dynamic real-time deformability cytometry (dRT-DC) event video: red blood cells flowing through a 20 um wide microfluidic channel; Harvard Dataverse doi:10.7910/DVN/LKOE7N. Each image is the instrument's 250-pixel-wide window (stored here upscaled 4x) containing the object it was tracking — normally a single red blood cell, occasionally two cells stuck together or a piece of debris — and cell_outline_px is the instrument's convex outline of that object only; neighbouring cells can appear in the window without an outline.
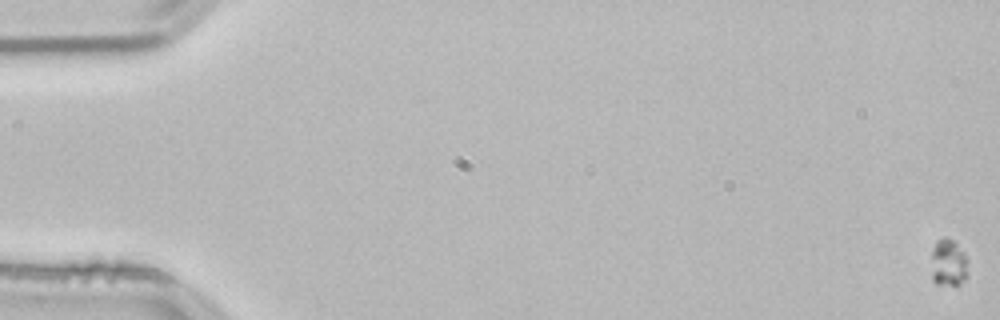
{"species": "common noctule bat (a hibernating species)", "species_latin": "Nyctalus noctula", "temperature_condition": "room temperature", "stored_images_in_passage": 13, "camera_frame_rate_fps": 3000, "um_per_image_px": 0.085, "animal": {"sex": "male", "body_mass_g": 21.5, "forearm_length_mm": 52.0}, "frame": {"image": 1, "passage_image": 1, "time_ms": 0.0, "image_size_px": [1000, 320], "cell_outline_px": [[968, 260], [964, 280], [960, 284], [936, 284], [932, 280], [932, 252], [936, 240], [944, 236], [952, 240], [964, 252]], "centroid_in_image_um": [80.6, 22.32], "position_along_channel_um": 4.4, "area_um2": 10.0}}